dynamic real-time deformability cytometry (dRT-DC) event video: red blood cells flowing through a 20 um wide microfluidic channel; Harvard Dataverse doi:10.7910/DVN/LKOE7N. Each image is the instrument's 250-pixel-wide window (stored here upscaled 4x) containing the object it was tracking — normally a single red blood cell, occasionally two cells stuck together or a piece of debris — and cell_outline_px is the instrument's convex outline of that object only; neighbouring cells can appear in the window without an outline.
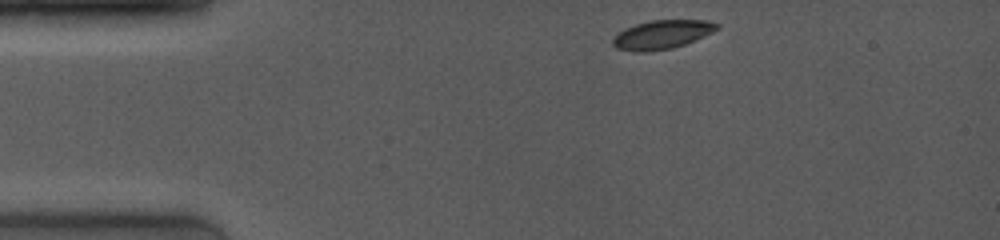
{"species": "common noctule bat (a hibernating species)", "species_latin": "Nyctalus noctula", "temperature_condition": "room temperature", "stored_images_in_passage": 6, "camera_frame_rate_fps": 4000, "um_per_image_px": 0.085, "animal": {"sex": "female", "body_mass_g": 19.0, "forearm_length_mm": 53.3}, "frame": {"image": 1, "passage_image": 1, "time_ms": 0.0, "image_size_px": [1000, 240], "cell_outline_px": [[720, 28], [704, 36], [684, 44], [672, 48], [644, 52], [636, 52], [616, 48], [612, 44], [612, 40], [616, 32], [624, 28], [648, 20], [708, 20], [720, 24]], "centroid_in_image_um": [56.24, 2.93], "position_along_channel_um": 28.8, "area_um2": 17.63}}
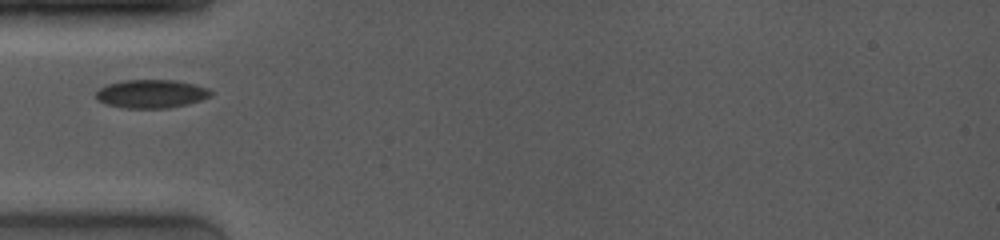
{"frame": {"image": 2, "passage_image": 4, "time_ms": 2.5, "image_size_px": [1000, 240], "cell_outline_px": [[212, 96], [200, 100], [168, 108], [124, 108], [104, 104], [96, 100], [96, 92], [100, 88], [108, 84], [124, 80], [172, 80], [192, 84], [208, 88], [212, 92]], "centroid_in_image_um": [12.81, 7.98], "position_along_channel_um": 72.2, "area_um2": 18.9}}
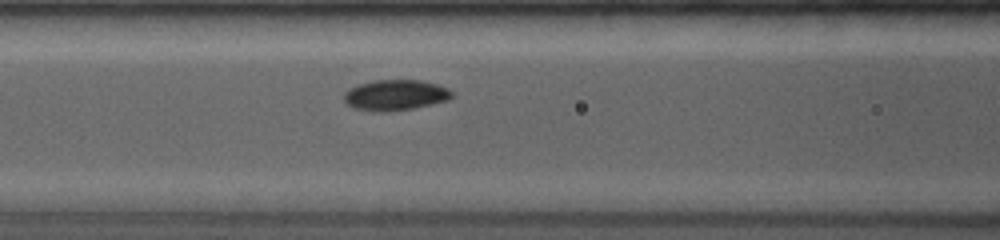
{"frame": {"image": 3, "passage_image": 6, "time_ms": 4.0, "image_size_px": [1000, 240], "cell_outline_px": [[452, 96], [448, 100], [432, 104], [412, 108], [388, 112], [376, 112], [352, 108], [344, 100], [344, 92], [348, 88], [356, 84], [372, 80], [420, 80], [436, 84], [448, 88], [452, 92]], "centroid_in_image_um": [33.55, 8.08], "position_along_channel_um": 133.0, "area_um2": 19.48}}